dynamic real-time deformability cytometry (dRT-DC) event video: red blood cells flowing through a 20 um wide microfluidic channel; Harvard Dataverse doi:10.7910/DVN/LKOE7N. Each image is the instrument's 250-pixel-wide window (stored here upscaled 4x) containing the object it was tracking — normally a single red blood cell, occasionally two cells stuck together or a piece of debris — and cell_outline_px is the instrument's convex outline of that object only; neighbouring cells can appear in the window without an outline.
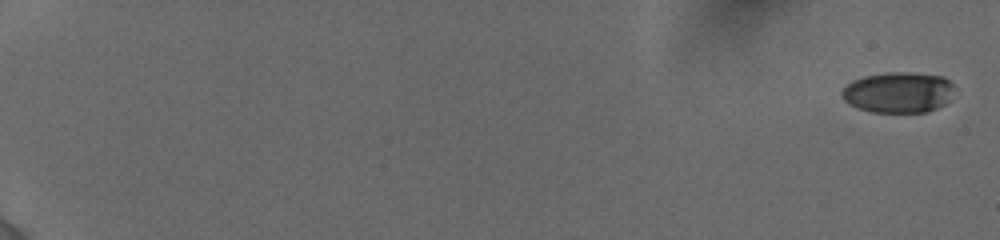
{"species": "human", "species_latin": "Homo sapiens", "temperature_condition": "cold", "stored_images_in_passage": 13, "camera_frame_rate_fps": 3000, "um_per_image_px": 0.085, "donor": {"sex": "female"}, "frame": {"image": 1, "passage_image": 1, "time_ms": 0.0, "image_size_px": [1000, 240], "cell_outline_px": [[952, 84], [948, 100], [944, 104], [928, 112], [872, 112], [856, 108], [848, 104], [844, 100], [840, 92], [852, 80], [864, 76], [888, 72], [904, 72], [944, 76]], "centroid_in_image_um": [76.3, 7.85], "position_along_channel_um": 8.7, "area_um2": 26.59}}
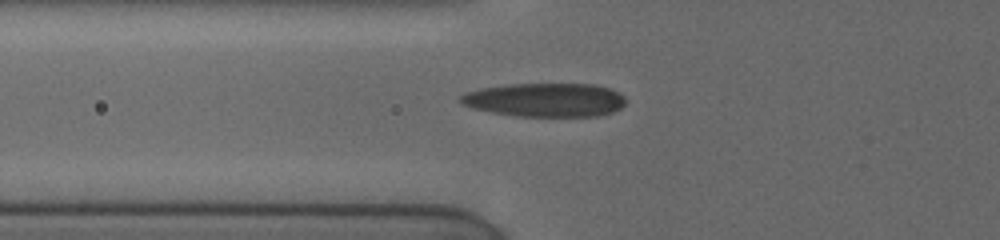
{"frame": {"image": 2, "passage_image": 11, "time_ms": 7.667, "image_size_px": [1000, 240], "cell_outline_px": [[624, 104], [620, 108], [612, 112], [596, 116], [516, 116], [492, 112], [472, 108], [460, 104], [460, 96], [464, 92], [480, 88], [508, 84], [596, 84], [612, 88], [620, 92], [624, 96]], "centroid_in_image_um": [46.33, 8.48], "position_along_channel_um": 79.5, "area_um2": 32.71}}
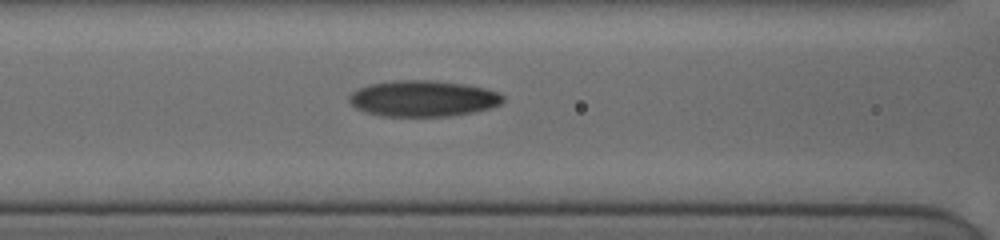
{"frame": {"image": 3, "passage_image": 13, "time_ms": 9.0, "image_size_px": [1000, 240], "cell_outline_px": [[504, 100], [500, 104], [492, 108], [476, 112], [452, 116], [380, 116], [364, 112], [356, 108], [348, 100], [348, 96], [352, 92], [368, 84], [392, 80], [432, 80], [464, 84], [484, 88], [500, 92], [504, 96]], "centroid_in_image_um": [35.97, 8.38], "position_along_channel_um": 130.6, "area_um2": 32.71}}